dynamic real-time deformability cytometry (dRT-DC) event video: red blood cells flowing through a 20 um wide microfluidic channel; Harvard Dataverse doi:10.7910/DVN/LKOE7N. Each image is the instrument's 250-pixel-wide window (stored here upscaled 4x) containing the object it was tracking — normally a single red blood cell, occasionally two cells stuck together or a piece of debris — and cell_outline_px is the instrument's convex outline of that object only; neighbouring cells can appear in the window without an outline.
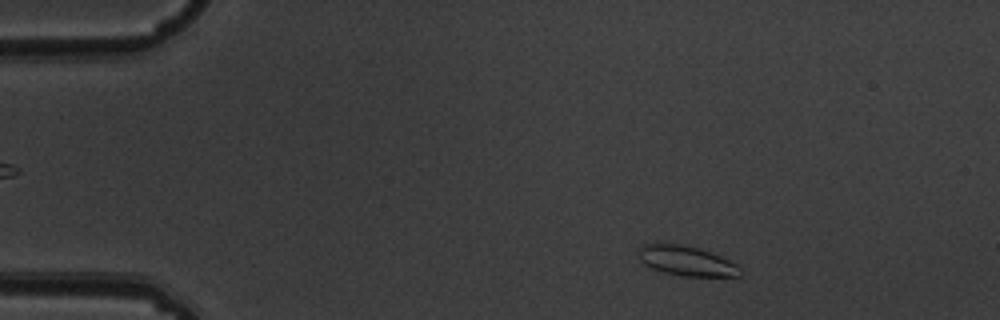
{"species": "common noctule bat (a hibernating species)", "species_latin": "Nyctalus noctula", "temperature_condition": "warm", "stored_images_in_passage": 3, "camera_frame_rate_fps": 3000, "um_per_image_px": 0.085, "animal": {"sex": "male", "body_mass_g": 19.5, "forearm_length_mm": 54.6}, "frame": {"image": 1, "passage_image": 1, "time_ms": 0.0, "image_size_px": [1000, 320], "cell_outline_px": [[744, 276], [680, 276], [664, 272], [652, 268], [644, 264], [636, 256], [636, 252], [644, 244], [660, 240], [700, 248], [720, 256], [736, 264], [744, 272]], "centroid_in_image_um": [58.29, 22.14], "position_along_channel_um": 26.7, "area_um2": 18.32}}